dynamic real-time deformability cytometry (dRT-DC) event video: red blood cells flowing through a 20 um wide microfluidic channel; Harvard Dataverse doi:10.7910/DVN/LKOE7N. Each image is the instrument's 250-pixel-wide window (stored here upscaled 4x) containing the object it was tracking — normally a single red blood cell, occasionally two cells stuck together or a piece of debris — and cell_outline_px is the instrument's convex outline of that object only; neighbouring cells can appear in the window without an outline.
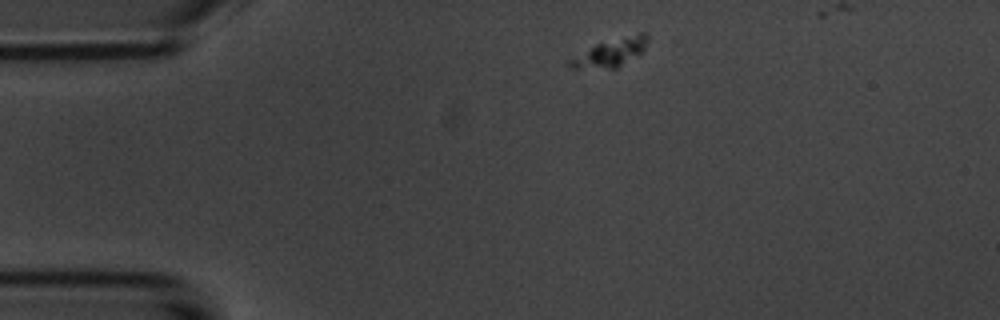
{"species": "common noctule bat (a hibernating species)", "species_latin": "Nyctalus noctula", "temperature_condition": "room temperature", "stored_images_in_passage": 3, "camera_frame_rate_fps": 3000, "um_per_image_px": 0.085, "animal": {"sex": "male", "body_mass_g": 20.1, "forearm_length_mm": 53.5}, "frame": {"image": 1, "passage_image": 1, "time_ms": 0.0, "image_size_px": [1000, 320], "cell_outline_px": [[648, 40], [644, 52], [616, 68], [572, 68], [564, 64], [564, 60], [596, 44], [640, 32], [644, 32], [648, 36]], "centroid_in_image_um": [51.85, 4.48], "position_along_channel_um": 33.2, "area_um2": 12.89}}
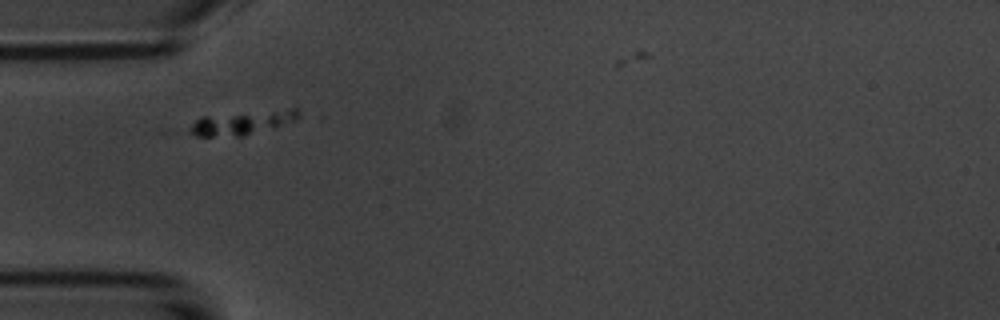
{"frame": {"image": 2, "passage_image": 3, "time_ms": 2.333, "image_size_px": [1000, 320], "cell_outline_px": [[304, 116], [296, 120], [244, 136], [196, 136], [192, 132], [192, 124], [200, 116], [292, 108], [296, 108]], "centroid_in_image_um": [20.66, 10.41], "position_along_channel_um": 64.3, "area_um2": 14.97}}